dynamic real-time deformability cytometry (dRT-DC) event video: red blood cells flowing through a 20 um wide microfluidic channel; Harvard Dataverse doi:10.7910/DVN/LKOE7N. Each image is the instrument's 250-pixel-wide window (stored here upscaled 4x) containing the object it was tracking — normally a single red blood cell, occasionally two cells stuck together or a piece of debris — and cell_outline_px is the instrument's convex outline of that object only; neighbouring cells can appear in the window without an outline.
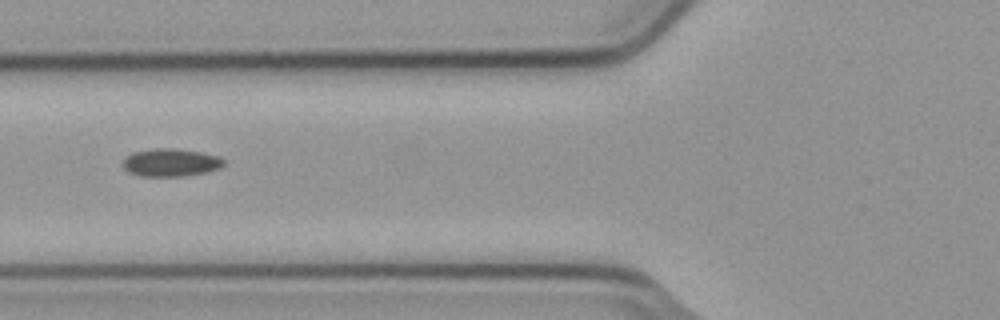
{"species": "common noctule bat (a hibernating species)", "species_latin": "Nyctalus noctula", "temperature_condition": "cold", "stored_images_in_passage": 3, "camera_frame_rate_fps": 3000, "um_per_image_px": 0.085, "animal": {"sex": "male", "body_mass_g": 23.1, "forearm_length_mm": 52.7}, "frame": {"image": 1, "passage_image": 3, "time_ms": 0.667, "image_size_px": [1000, 320], "cell_outline_px": [[224, 164], [208, 172], [184, 176], [140, 176], [128, 172], [124, 168], [124, 160], [132, 152], [156, 148], [176, 148], [200, 152], [216, 156], [224, 160]], "centroid_in_image_um": [14.49, 13.81], "position_along_channel_um": 111.3, "area_um2": 16.18}}